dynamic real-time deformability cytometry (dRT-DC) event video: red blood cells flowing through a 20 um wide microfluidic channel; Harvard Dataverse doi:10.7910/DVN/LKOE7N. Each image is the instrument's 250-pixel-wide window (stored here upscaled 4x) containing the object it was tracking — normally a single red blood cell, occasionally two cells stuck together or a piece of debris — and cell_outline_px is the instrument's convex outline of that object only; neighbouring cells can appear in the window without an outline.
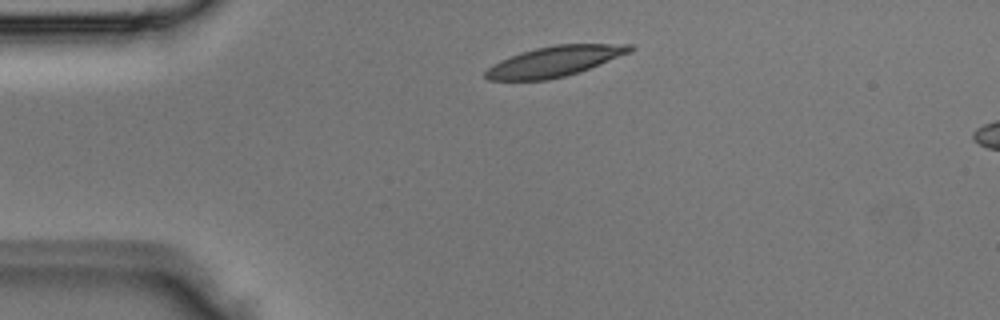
{"species": "Egyptian fruit bat (a non-hibernating species)", "species_latin": "Rousettus aegyptiacus", "temperature_condition": "room temperature", "stored_images_in_passage": 3, "segment_of_instrument_passage": [1, 2], "camera_frame_rate_fps": 3000, "um_per_image_px": 0.085, "animal": {"sex": "male"}, "frame": {"image": 1, "passage_image": 1, "time_ms": 0.0, "image_size_px": [1000, 320], "cell_outline_px": [[632, 52], [580, 72], [548, 80], [488, 80], [484, 76], [484, 72], [492, 64], [500, 60], [520, 52], [536, 48], [556, 44], [632, 44]], "centroid_in_image_um": [47.13, 5.21], "position_along_channel_um": 37.9, "area_um2": 25.61}}